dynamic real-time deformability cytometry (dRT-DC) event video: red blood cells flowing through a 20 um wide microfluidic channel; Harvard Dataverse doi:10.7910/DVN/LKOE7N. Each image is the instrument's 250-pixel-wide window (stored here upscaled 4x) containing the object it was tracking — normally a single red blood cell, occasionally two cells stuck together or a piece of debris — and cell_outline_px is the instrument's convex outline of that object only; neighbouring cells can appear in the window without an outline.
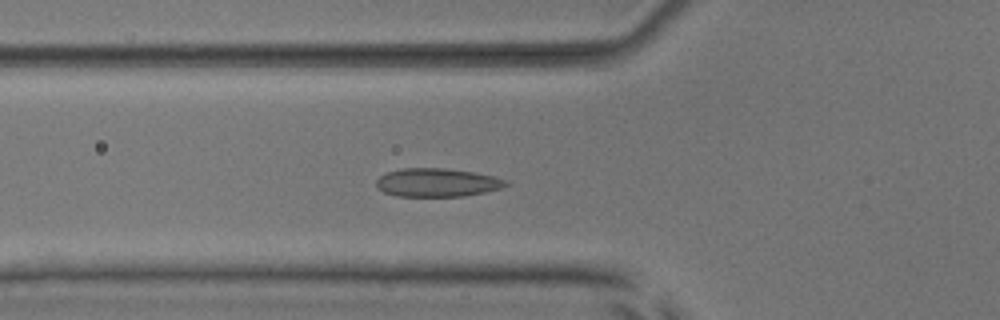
{"species": "common noctule bat (a hibernating species)", "species_latin": "Nyctalus noctula", "temperature_condition": "room temperature", "stored_images_in_passage": 54, "camera_frame_rate_fps": 3000, "um_per_image_px": 0.085, "animal": {"sex": "male", "body_mass_g": 17.9, "forearm_length_mm": 54.2}, "frame": {"image": 1, "passage_image": 20, "time_ms": 6.333, "image_size_px": [1000, 320], "cell_outline_px": [[508, 184], [500, 188], [484, 192], [464, 196], [396, 196], [384, 192], [376, 188], [376, 180], [380, 176], [388, 172], [400, 168], [444, 168], [476, 172], [508, 180]], "centroid_in_image_um": [37.13, 15.51], "position_along_channel_um": 88.7, "area_um2": 21.5}}
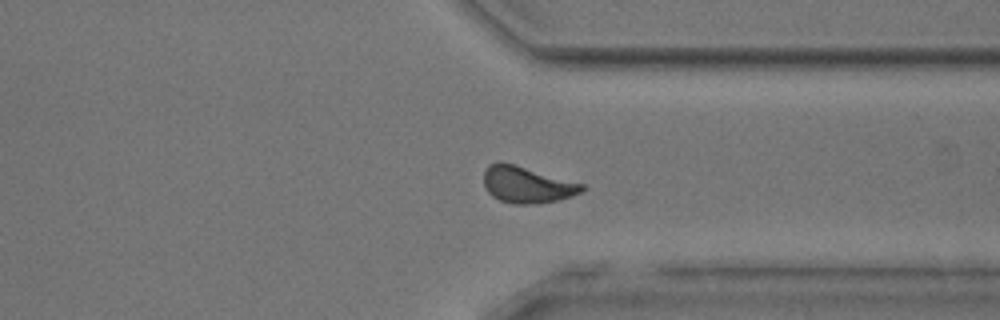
{"frame": {"image": 2, "passage_image": 42, "time_ms": 13.667, "image_size_px": [1000, 320], "cell_outline_px": [[588, 188], [572, 196], [556, 200], [536, 204], [512, 204], [500, 200], [492, 196], [488, 192], [484, 184], [484, 172], [488, 164], [496, 160], [500, 160], [584, 184]], "centroid_in_image_um": [44.77, 15.68], "position_along_channel_um": 366.6, "area_um2": 21.04}}
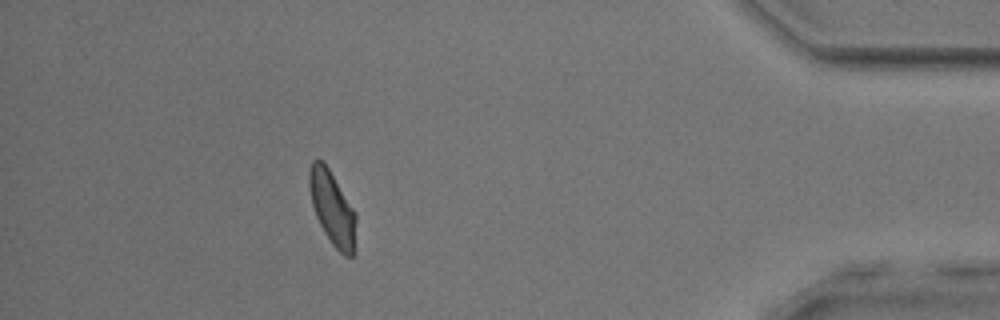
{"frame": {"image": 3, "passage_image": 49, "time_ms": 16.0, "image_size_px": [1000, 320], "cell_outline_px": [[356, 252], [352, 256], [344, 256], [332, 244], [324, 232], [316, 216], [312, 204], [308, 184], [308, 172], [312, 160], [324, 160], [356, 212]], "centroid_in_image_um": [28.27, 17.7], "position_along_channel_um": 406.9, "area_um2": 20.52}, "authors_computed_cell_mechanics": {"area_um2": 20.9814, "velocity_mm_per_s": 3.7844, "shape_relaxation_time_tau1_ms": 4.3014, "shape_relaxation_time_tau2_ms": 1.3302, "deformation_change_tau1": 0.1095, "deformation_change_tau2": 0.062}}